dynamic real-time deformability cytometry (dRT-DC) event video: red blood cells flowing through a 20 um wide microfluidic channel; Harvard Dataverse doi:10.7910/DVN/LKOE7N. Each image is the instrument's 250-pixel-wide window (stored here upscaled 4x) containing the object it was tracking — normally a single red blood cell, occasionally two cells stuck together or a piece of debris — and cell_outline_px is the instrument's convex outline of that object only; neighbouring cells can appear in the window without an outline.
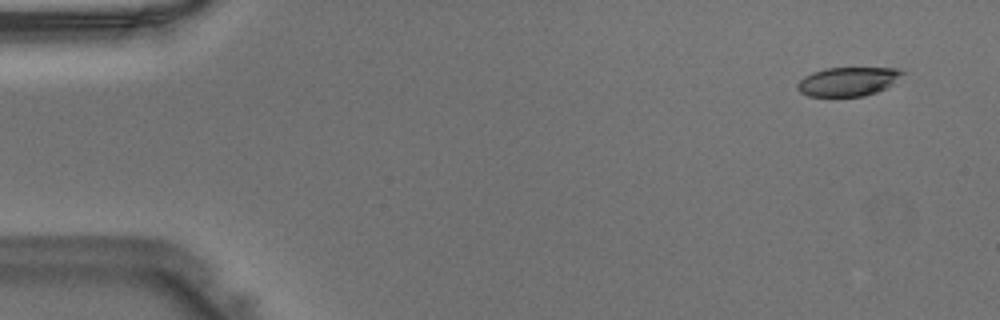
{"species": "Egyptian fruit bat (a non-hibernating species)", "species_latin": "Rousettus aegyptiacus", "temperature_condition": "warm", "stored_images_in_passage": 46, "camera_frame_rate_fps": 3000, "um_per_image_px": 0.085, "animal": {"sex": "male"}, "frame": {"image": 1, "passage_image": 3, "time_ms": 0.667, "image_size_px": [1000, 320], "cell_outline_px": [[908, 72], [892, 84], [876, 92], [864, 96], [808, 96], [800, 92], [796, 88], [796, 84], [804, 76], [812, 72], [828, 68], [896, 68]], "centroid_in_image_um": [72.08, 6.92], "position_along_channel_um": 12.9, "area_um2": 17.74}}
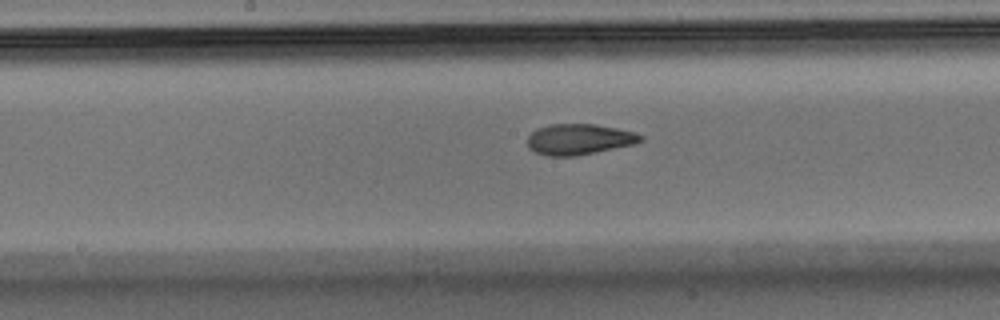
{"frame": {"image": 2, "passage_image": 24, "time_ms": 7.667, "image_size_px": [1000, 320], "cell_outline_px": [[644, 140], [632, 144], [596, 152], [576, 156], [544, 156], [528, 148], [528, 136], [536, 128], [552, 124], [596, 124], [636, 132], [644, 136]], "centroid_in_image_um": [49.21, 11.84], "position_along_channel_um": 199.0, "area_um2": 20.35}}
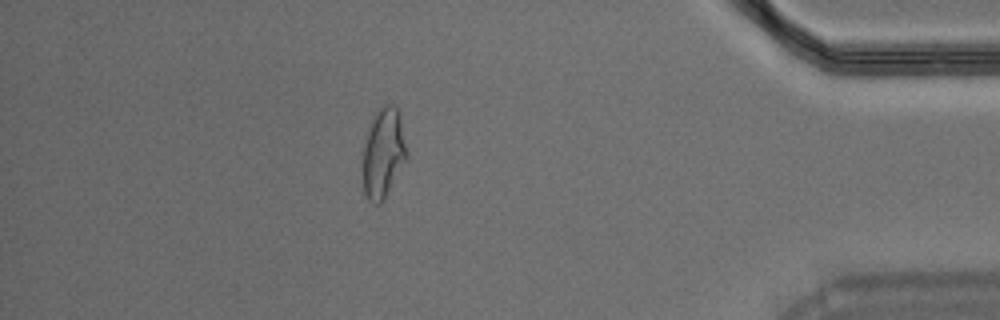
{"frame": {"image": 3, "passage_image": 41, "time_ms": 13.333, "image_size_px": [1000, 320], "cell_outline_px": [[408, 156], [380, 204], [376, 204], [368, 200], [364, 192], [364, 144], [372, 116], [384, 104], [392, 104], [396, 108], [400, 116], [408, 152]], "centroid_in_image_um": [32.59, 12.97], "position_along_channel_um": 402.6, "area_um2": 22.54}}